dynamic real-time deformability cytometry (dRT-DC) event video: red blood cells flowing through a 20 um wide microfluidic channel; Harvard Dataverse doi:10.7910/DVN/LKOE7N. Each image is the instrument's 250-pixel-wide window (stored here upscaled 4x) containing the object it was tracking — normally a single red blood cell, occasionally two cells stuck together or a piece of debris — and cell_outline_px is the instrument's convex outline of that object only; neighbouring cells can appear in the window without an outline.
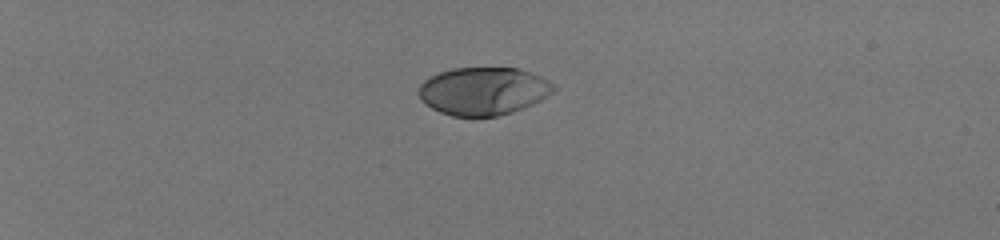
{"species": "human", "species_latin": "Homo sapiens", "temperature_condition": "room temperature", "stored_images_in_passage": 39, "camera_frame_rate_fps": 3000, "um_per_image_px": 0.085, "donor": {"sex": "male"}, "frame": {"image": 1, "passage_image": 1, "time_ms": 0.0, "image_size_px": [1000, 240], "cell_outline_px": [[556, 88], [552, 92], [540, 100], [524, 108], [512, 112], [496, 116], [476, 120], [452, 116], [440, 112], [424, 104], [420, 100], [420, 84], [424, 80], [440, 72], [452, 68], [516, 68], [540, 76], [548, 80]], "centroid_in_image_um": [41.06, 7.78], "position_along_channel_um": 43.9, "area_um2": 37.97}}
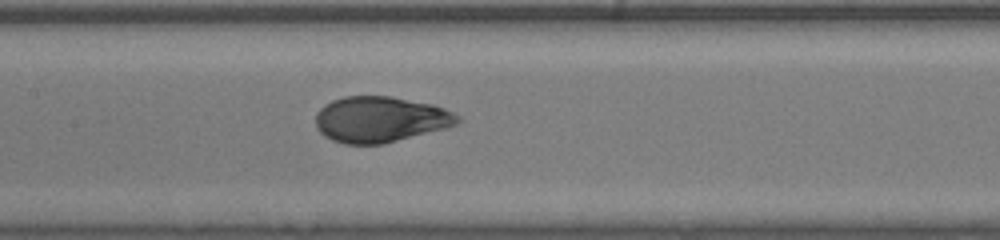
{"frame": {"image": 2, "passage_image": 17, "time_ms": 5.333, "image_size_px": [1000, 240], "cell_outline_px": [[464, 120], [448, 128], [384, 144], [344, 144], [332, 140], [324, 136], [316, 128], [316, 112], [324, 104], [332, 100], [344, 96], [392, 96], [432, 104], [444, 108], [460, 116]], "centroid_in_image_um": [32.34, 10.15], "position_along_channel_um": 175.1, "area_um2": 38.38}}
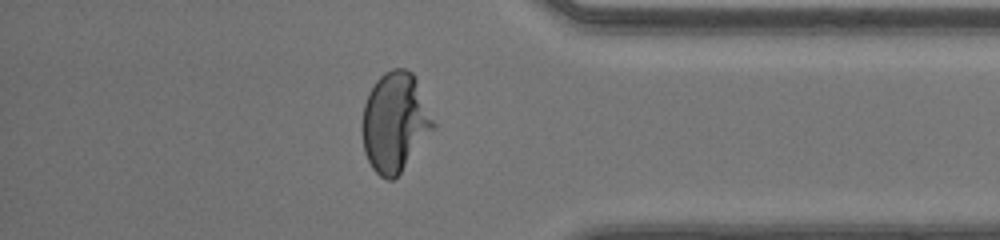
{"frame": {"image": 3, "passage_image": 34, "time_ms": 11.0, "image_size_px": [1000, 240], "cell_outline_px": [[436, 128], [400, 172], [392, 180], [388, 180], [380, 176], [372, 168], [364, 152], [360, 128], [360, 124], [364, 104], [368, 92], [376, 80], [384, 72], [392, 68], [404, 68], [412, 72], [416, 80], [436, 124]], "centroid_in_image_um": [33.54, 10.38], "position_along_channel_um": 401.7, "area_um2": 41.5}, "authors_computed_cell_mechanics": {"area_um2": 38.5526, "velocity_mm_per_s": 4.1402, "shape_relaxation_time_tau1_ms": 4.2113, "shape_relaxation_time_tau2_ms": null, "deformation_change_tau1": 0.2003, "deformation_change_tau2": null}}